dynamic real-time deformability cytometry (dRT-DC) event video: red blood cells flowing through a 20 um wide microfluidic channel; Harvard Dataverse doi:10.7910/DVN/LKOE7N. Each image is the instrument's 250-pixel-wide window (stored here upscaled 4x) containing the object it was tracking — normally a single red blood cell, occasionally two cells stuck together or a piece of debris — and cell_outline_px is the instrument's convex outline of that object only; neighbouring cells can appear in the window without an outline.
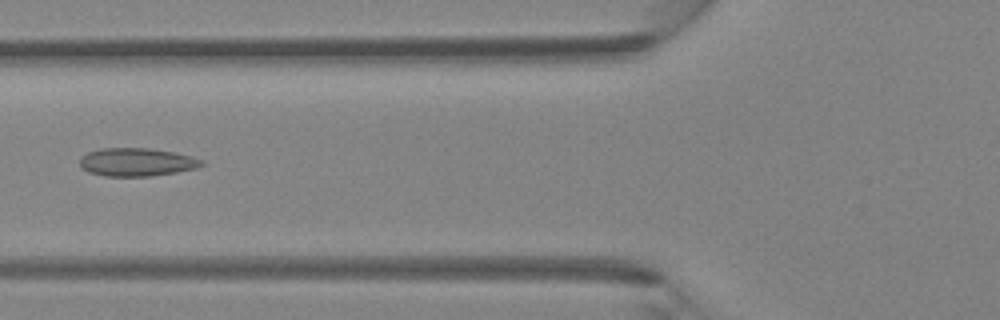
{"species": "Egyptian fruit bat (a non-hibernating species)", "species_latin": "Rousettus aegyptiacus", "temperature_condition": "room temperature", "stored_images_in_passage": 5, "camera_frame_rate_fps": 3000, "um_per_image_px": 0.085, "animal": {"sex": "female"}, "frame": {"image": 1, "passage_image": 5, "time_ms": 1.333, "image_size_px": [1000, 320], "cell_outline_px": [[208, 164], [196, 168], [176, 172], [152, 176], [104, 176], [88, 172], [80, 168], [80, 160], [88, 152], [100, 148], [148, 148], [172, 152], [192, 156], [204, 160]], "centroid_in_image_um": [11.65, 13.78], "position_along_channel_um": 114.2, "area_um2": 20.11}}